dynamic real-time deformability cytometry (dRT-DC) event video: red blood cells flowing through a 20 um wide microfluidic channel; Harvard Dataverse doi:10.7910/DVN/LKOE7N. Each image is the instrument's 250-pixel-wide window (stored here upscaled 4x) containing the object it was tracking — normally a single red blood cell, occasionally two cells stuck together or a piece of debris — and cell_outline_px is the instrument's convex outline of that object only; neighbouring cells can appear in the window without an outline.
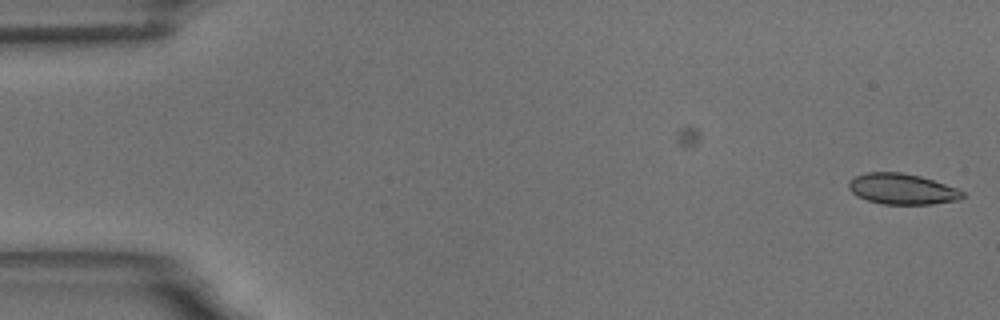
{"species": "common noctule bat (a hibernating species)", "species_latin": "Nyctalus noctula", "temperature_condition": "room temperature", "stored_images_in_passage": 7, "camera_frame_rate_fps": 3000, "um_per_image_px": 0.085, "animal": {"sex": "male", "body_mass_g": 18.8}, "frame": {"image": 1, "passage_image": 7, "time_ms": 2.0, "image_size_px": [1000, 320], "cell_outline_px": [[964, 196], [960, 200], [932, 204], [880, 204], [856, 196], [848, 188], [848, 180], [856, 176], [868, 172], [900, 172], [920, 176], [956, 188], [964, 192]], "centroid_in_image_um": [76.66, 16.07], "position_along_channel_um": 8.3, "area_um2": 20.4}}